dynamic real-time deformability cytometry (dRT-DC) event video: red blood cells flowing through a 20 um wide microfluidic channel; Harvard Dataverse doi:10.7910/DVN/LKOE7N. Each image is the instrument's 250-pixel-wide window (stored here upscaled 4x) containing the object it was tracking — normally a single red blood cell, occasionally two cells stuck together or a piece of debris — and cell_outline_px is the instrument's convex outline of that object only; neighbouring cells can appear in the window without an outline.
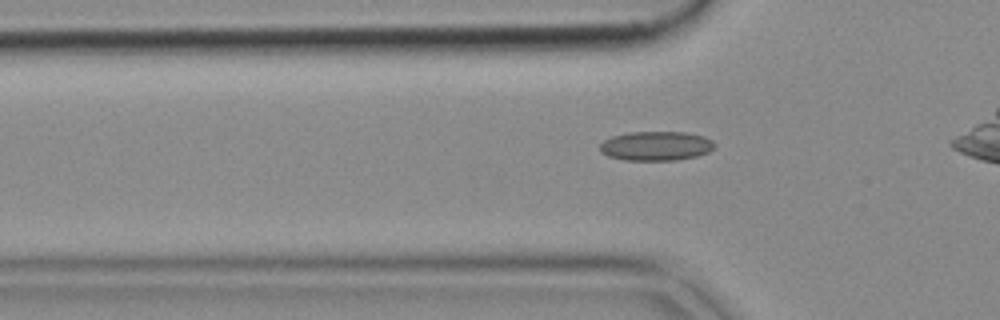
{"species": "common noctule bat (a hibernating species)", "species_latin": "Nyctalus noctula", "temperature_condition": "cold", "stored_images_in_passage": 34, "camera_frame_rate_fps": 3000, "um_per_image_px": 0.085, "animal": {"sex": "female", "body_mass_g": 18.4}, "frame": {"image": 1, "passage_image": 8, "time_ms": 2.333, "image_size_px": [1000, 320], "cell_outline_px": [[716, 144], [708, 152], [696, 156], [672, 160], [624, 160], [608, 156], [600, 152], [600, 144], [604, 140], [612, 136], [628, 132], [688, 132], [704, 136], [712, 140]], "centroid_in_image_um": [55.75, 12.39], "position_along_channel_um": 70.1, "area_um2": 19.59}}
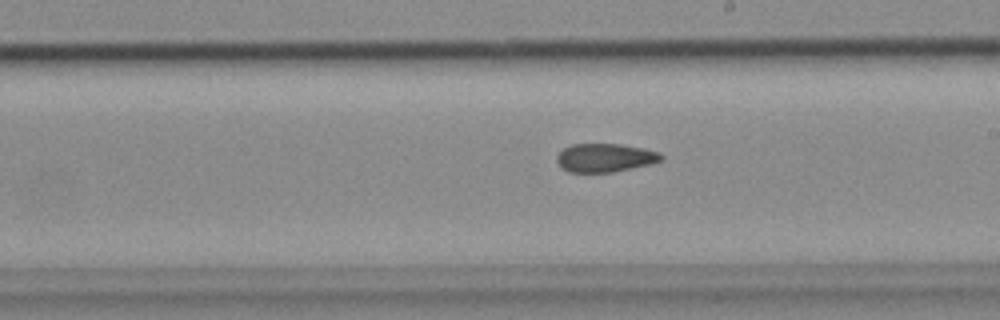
{"frame": {"image": 2, "passage_image": 21, "time_ms": 6.667, "image_size_px": [1000, 320], "cell_outline_px": [[664, 160], [648, 164], [612, 172], [568, 172], [556, 160], [556, 156], [564, 148], [572, 144], [620, 144], [644, 148], [660, 152], [664, 156]], "centroid_in_image_um": [51.45, 13.4], "position_along_channel_um": 237.5, "area_um2": 17.22}}
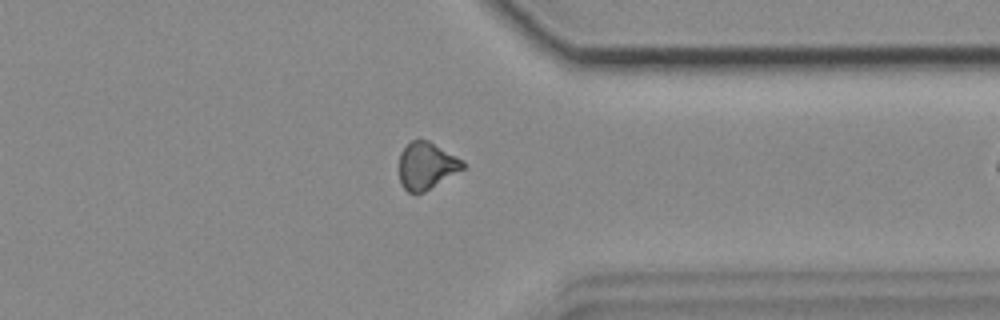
{"frame": {"image": 3, "passage_image": 32, "time_ms": 10.333, "image_size_px": [1000, 320], "cell_outline_px": [[464, 168], [424, 192], [408, 192], [400, 184], [400, 152], [412, 140], [428, 140], [464, 160]], "centroid_in_image_um": [36.25, 14.08], "position_along_channel_um": 375.2, "area_um2": 17.22}}